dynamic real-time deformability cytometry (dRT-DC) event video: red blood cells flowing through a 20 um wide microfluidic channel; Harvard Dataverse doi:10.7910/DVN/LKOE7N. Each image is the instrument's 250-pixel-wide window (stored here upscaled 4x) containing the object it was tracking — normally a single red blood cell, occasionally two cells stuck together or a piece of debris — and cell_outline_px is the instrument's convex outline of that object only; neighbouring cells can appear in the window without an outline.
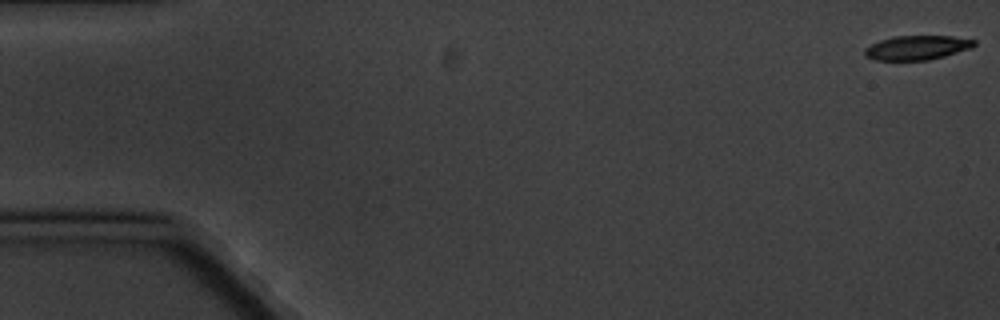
{"species": "common noctule bat (a hibernating species)", "species_latin": "Nyctalus noctula", "temperature_condition": "cold", "stored_images_in_passage": 6, "segment_of_instrument_passage": [2, 2], "camera_frame_rate_fps": 3000, "um_per_image_px": 0.085, "animal": {"sex": "male", "body_mass_g": 20.1, "forearm_length_mm": 53.5}, "frame": {"image": 1, "passage_image": 6, "time_ms": 6.667, "image_size_px": [1000, 320], "cell_outline_px": [[976, 44], [972, 48], [944, 56], [928, 60], [876, 60], [864, 56], [864, 48], [880, 40], [892, 36], [952, 36], [976, 40]], "centroid_in_image_um": [77.94, 4.05], "position_along_channel_um": 7.1, "area_um2": 15.55}}